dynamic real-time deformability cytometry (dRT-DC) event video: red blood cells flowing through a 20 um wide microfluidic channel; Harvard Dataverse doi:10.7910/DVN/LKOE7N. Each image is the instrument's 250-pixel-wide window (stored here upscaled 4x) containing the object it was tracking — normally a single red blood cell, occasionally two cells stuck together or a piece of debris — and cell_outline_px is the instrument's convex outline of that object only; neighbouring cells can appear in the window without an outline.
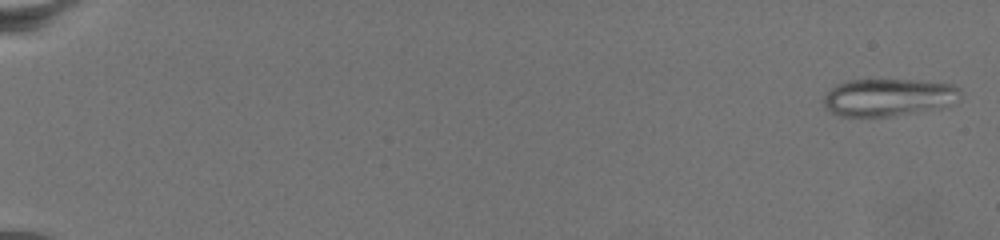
{"species": "common noctule bat (a hibernating species)", "species_latin": "Nyctalus noctula", "temperature_condition": "warm", "stored_images_in_passage": 75, "camera_frame_rate_fps": 3000, "um_per_image_px": 0.085, "animal": {"sex": "female", "body_mass_g": 19.5, "forearm_length_mm": 54.1}, "frame": {"image": 1, "passage_image": 2, "time_ms": 0.333, "image_size_px": [1000, 240], "cell_outline_px": [[960, 100], [952, 104], [940, 108], [892, 116], [840, 116], [828, 112], [824, 108], [824, 96], [836, 84], [848, 80], [916, 80], [952, 84], [960, 88]], "centroid_in_image_um": [75.52, 8.28], "position_along_channel_um": 9.5, "area_um2": 30.06}}
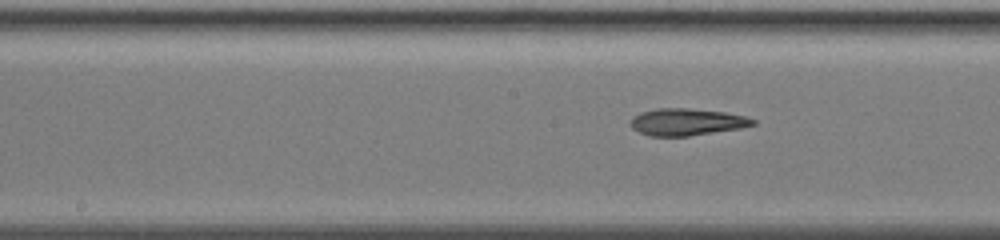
{"frame": {"image": 2, "passage_image": 42, "time_ms": 13.667, "image_size_px": [1000, 240], "cell_outline_px": [[756, 124], [740, 128], [688, 136], [648, 136], [632, 128], [628, 120], [632, 116], [640, 112], [656, 108], [688, 108], [724, 112], [744, 116], [756, 120]], "centroid_in_image_um": [58.32, 10.36], "position_along_channel_um": 189.9, "area_um2": 19.31}}
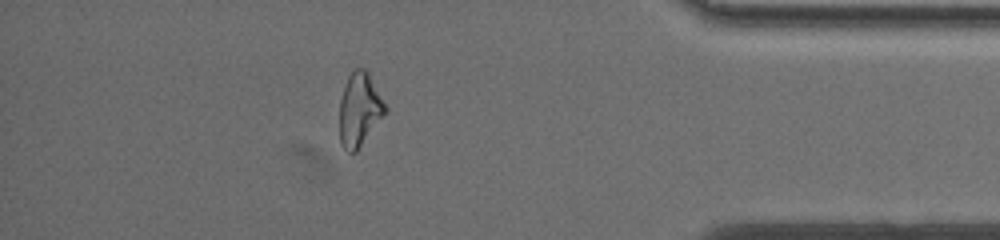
{"frame": {"image": 3, "passage_image": 67, "time_ms": 22.0, "image_size_px": [1000, 240], "cell_outline_px": [[388, 112], [356, 152], [348, 152], [340, 144], [340, 100], [348, 76], [356, 68], [364, 68], [368, 72], [388, 108]], "centroid_in_image_um": [30.58, 9.33], "position_along_channel_um": 404.6, "area_um2": 19.65}}